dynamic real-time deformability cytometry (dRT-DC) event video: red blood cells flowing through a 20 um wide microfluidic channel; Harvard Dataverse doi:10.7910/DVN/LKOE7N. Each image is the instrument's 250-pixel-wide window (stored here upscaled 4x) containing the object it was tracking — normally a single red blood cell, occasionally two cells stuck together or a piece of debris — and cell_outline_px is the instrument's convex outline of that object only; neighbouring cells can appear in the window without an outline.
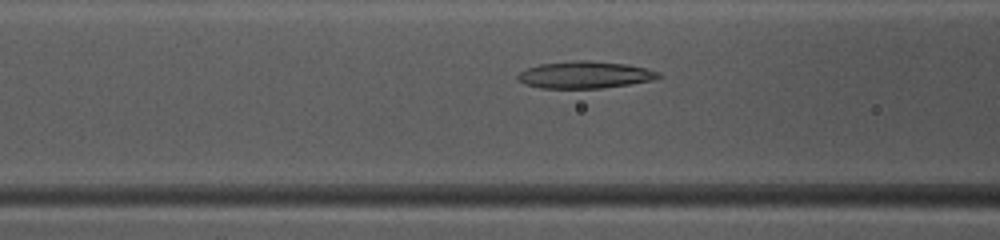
{"species": "common noctule bat (a hibernating species)", "species_latin": "Nyctalus noctula", "temperature_condition": "warm", "stored_images_in_passage": 43, "camera_frame_rate_fps": 3000, "um_per_image_px": 0.085, "animal": {"sex": "female", "body_mass_g": 10.0, "forearm_length_mm": 53.1}, "frame": {"image": 1, "passage_image": 20, "time_ms": 6.333, "image_size_px": [1000, 240], "cell_outline_px": [[664, 76], [652, 80], [628, 84], [600, 88], [540, 88], [524, 84], [516, 76], [520, 72], [528, 68], [540, 64], [572, 60], [588, 60], [628, 64], [648, 68], [660, 72]], "centroid_in_image_um": [49.75, 6.35], "position_along_channel_um": 116.8, "area_um2": 22.25}}
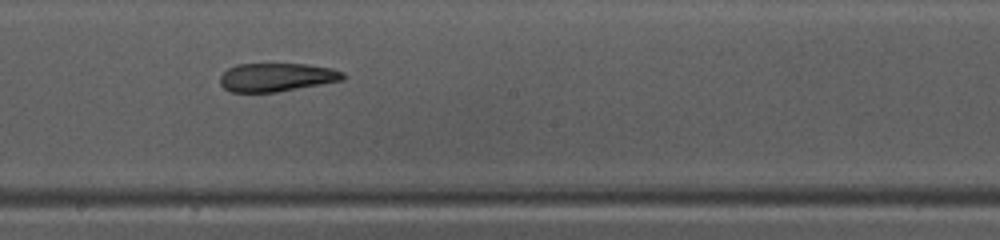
{"frame": {"image": 2, "passage_image": 28, "time_ms": 9.0, "image_size_px": [1000, 240], "cell_outline_px": [[348, 76], [344, 80], [276, 92], [232, 92], [224, 88], [220, 84], [220, 76], [228, 68], [236, 64], [308, 64], [332, 68], [344, 72]], "centroid_in_image_um": [23.54, 6.56], "position_along_channel_um": 224.7, "area_um2": 20.52}}
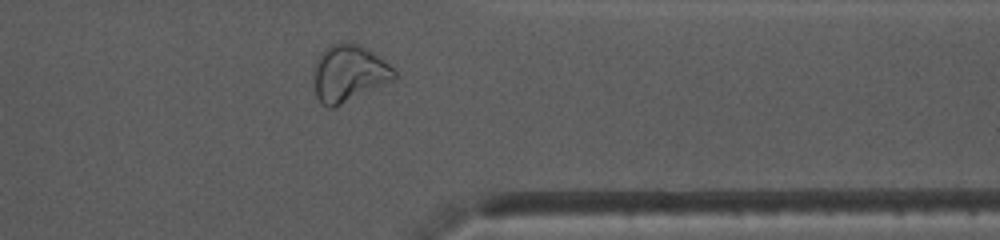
{"frame": {"image": 3, "passage_image": 40, "time_ms": 13.0, "image_size_px": [1000, 240], "cell_outline_px": [[396, 80], [332, 108], [328, 108], [320, 104], [316, 96], [312, 72], [316, 60], [324, 48], [328, 44], [360, 44], [368, 48], [396, 68]], "centroid_in_image_um": [29.66, 6.24], "position_along_channel_um": 381.7, "area_um2": 27.11}, "authors_computed_cell_mechanics": {"area_um2": 22.8888, "velocity_mm_per_s": 4.0284, "shape_relaxation_time_tau1_ms": null, "shape_relaxation_time_tau2_ms": 5.5793, "deformation_change_tau1": null, "deformation_change_tau2": 0.1104}}